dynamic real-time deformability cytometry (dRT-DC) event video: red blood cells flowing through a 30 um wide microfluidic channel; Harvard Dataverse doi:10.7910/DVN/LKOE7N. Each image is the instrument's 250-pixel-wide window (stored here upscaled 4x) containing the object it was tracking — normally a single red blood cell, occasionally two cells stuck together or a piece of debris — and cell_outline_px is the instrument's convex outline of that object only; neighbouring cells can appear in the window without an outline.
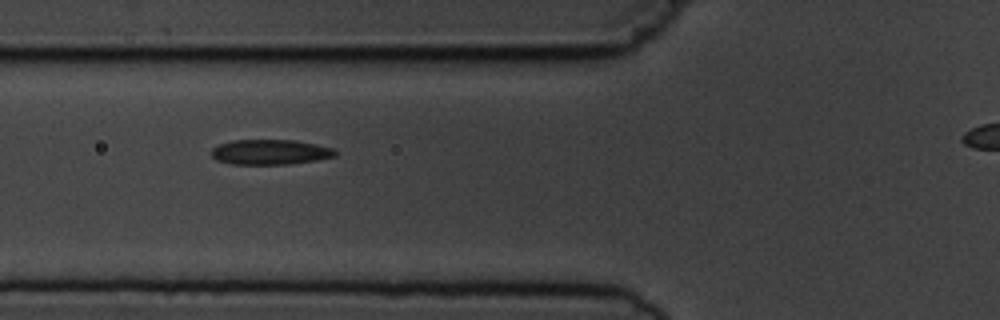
{"species": "common noctule bat (a hibernating species)", "species_latin": "Nyctalus noctula", "temperature_condition": "cold", "stored_images_in_passage": 7, "camera_frame_rate_fps": 3000, "um_per_image_px": 0.085, "animal": {"sex": "male", "body_mass_g": 19.5, "forearm_length_mm": 54.6}, "frame": {"image": 1, "passage_image": 3, "time_ms": 2.333, "image_size_px": [1000, 320], "cell_outline_px": [[336, 156], [316, 160], [288, 164], [232, 164], [216, 160], [212, 156], [212, 148], [220, 144], [232, 140], [296, 140], [336, 148]], "centroid_in_image_um": [22.99, 12.92], "position_along_channel_um": 102.8, "area_um2": 18.15}}
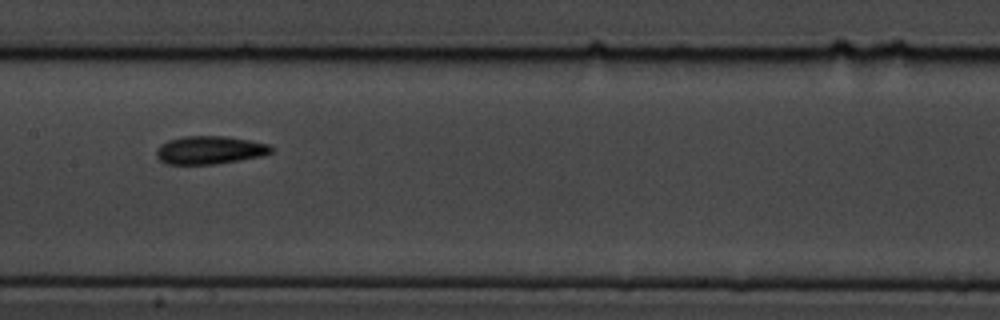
{"frame": {"image": 2, "passage_image": 5, "time_ms": 4.667, "image_size_px": [1000, 320], "cell_outline_px": [[272, 152], [264, 156], [216, 164], [168, 164], [160, 160], [156, 156], [156, 148], [160, 144], [168, 140], [184, 136], [224, 136], [248, 140], [268, 144], [272, 148]], "centroid_in_image_um": [17.81, 12.76], "position_along_channel_um": 189.6, "area_um2": 18.84}}
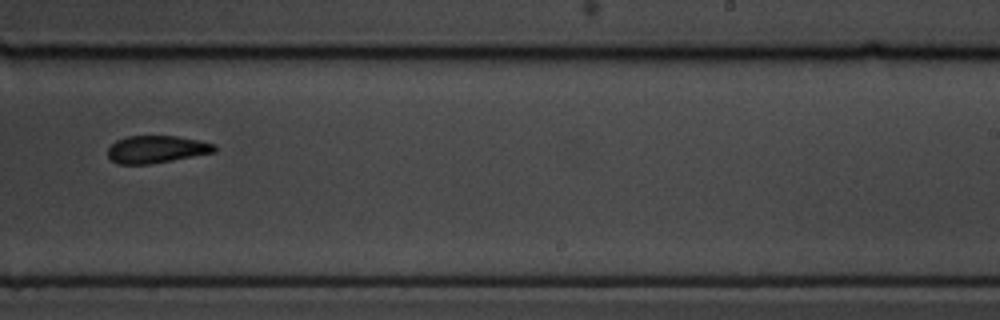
{"frame": {"image": 3, "passage_image": 7, "time_ms": 7.0, "image_size_px": [1000, 320], "cell_outline_px": [[216, 152], [172, 160], [148, 164], [120, 164], [112, 160], [108, 156], [108, 148], [116, 140], [128, 136], [176, 136], [200, 140], [216, 144]], "centroid_in_image_um": [13.32, 12.68], "position_along_channel_um": 275.7, "area_um2": 16.99}}